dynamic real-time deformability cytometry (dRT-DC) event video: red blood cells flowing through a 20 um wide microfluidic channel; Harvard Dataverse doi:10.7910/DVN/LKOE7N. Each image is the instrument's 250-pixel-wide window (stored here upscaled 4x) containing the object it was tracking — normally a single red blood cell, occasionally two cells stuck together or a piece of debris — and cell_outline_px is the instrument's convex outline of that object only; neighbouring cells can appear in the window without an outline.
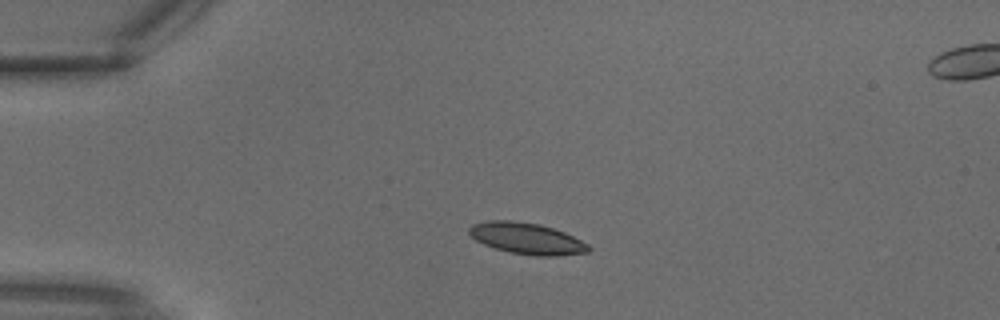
{"species": "common noctule bat (a hibernating species)", "species_latin": "Nyctalus noctula", "temperature_condition": "warm", "stored_images_in_passage": 2, "segment_of_instrument_passage": [1, 2], "camera_frame_rate_fps": 3000, "um_per_image_px": 0.085, "animal": {"sex": "male", "body_mass_g": 18.8}, "frame": {"image": 1, "passage_image": 1, "time_ms": 0.0, "image_size_px": [1000, 320], "cell_outline_px": [[592, 248], [588, 252], [556, 256], [536, 256], [512, 252], [496, 248], [484, 244], [476, 240], [468, 232], [468, 228], [472, 224], [488, 220], [512, 220], [540, 224], [564, 232], [588, 244]], "centroid_in_image_um": [44.77, 20.26], "position_along_channel_um": 40.2, "area_um2": 21.68}}